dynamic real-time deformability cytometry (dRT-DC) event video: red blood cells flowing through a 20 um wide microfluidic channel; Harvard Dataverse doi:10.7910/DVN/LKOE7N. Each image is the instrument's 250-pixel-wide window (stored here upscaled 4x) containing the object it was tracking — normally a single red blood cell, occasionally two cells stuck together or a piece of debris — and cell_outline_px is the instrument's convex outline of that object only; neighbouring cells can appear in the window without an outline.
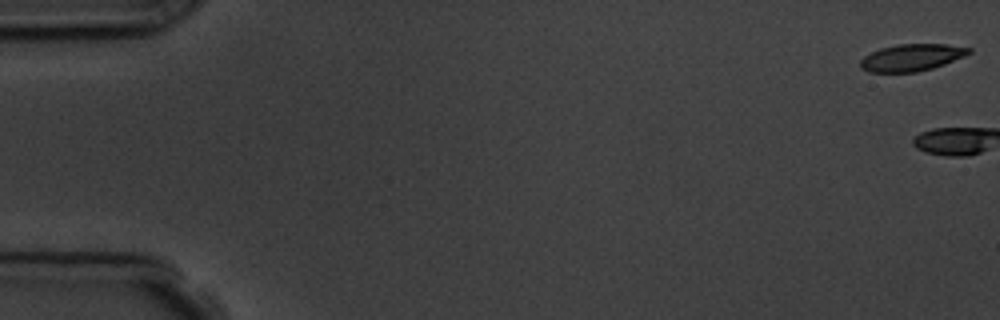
{"species": "common noctule bat (a hibernating species)", "species_latin": "Nyctalus noctula", "temperature_condition": "room temperature", "stored_images_in_passage": 4, "camera_frame_rate_fps": 3000, "um_per_image_px": 0.085, "animal": {"sex": "male", "body_mass_g": 19.5, "forearm_length_mm": 54.6}, "frame": {"image": 1, "passage_image": 1, "time_ms": 0.0, "image_size_px": [1000, 320], "cell_outline_px": [[972, 52], [964, 56], [944, 64], [932, 68], [916, 72], [868, 72], [860, 68], [860, 60], [864, 56], [880, 48], [900, 44], [948, 44], [972, 48]], "centroid_in_image_um": [77.49, 4.89], "position_along_channel_um": 7.5, "area_um2": 17.05}}